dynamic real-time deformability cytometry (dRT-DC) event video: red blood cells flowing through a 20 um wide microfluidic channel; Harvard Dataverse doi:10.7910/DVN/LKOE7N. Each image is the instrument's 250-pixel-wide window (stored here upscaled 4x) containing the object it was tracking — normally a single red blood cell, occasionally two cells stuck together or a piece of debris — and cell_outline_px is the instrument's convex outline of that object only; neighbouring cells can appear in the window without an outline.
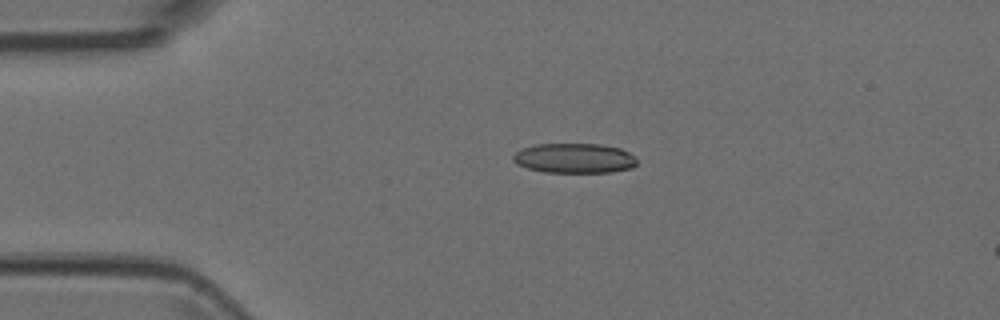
{"species": "Egyptian fruit bat (a non-hibernating species)", "species_latin": "Rousettus aegyptiacus", "temperature_condition": "room temperature", "stored_images_in_passage": 2, "camera_frame_rate_fps": 3000, "um_per_image_px": 0.085, "animal": {"sex": "female"}, "frame": {"image": 1, "passage_image": 1, "time_ms": 0.0, "image_size_px": [1000, 320], "cell_outline_px": [[636, 164], [632, 168], [612, 172], [544, 172], [528, 168], [516, 164], [512, 160], [512, 156], [520, 148], [536, 144], [600, 144], [620, 148], [628, 152], [636, 160]], "centroid_in_image_um": [48.78, 13.44], "position_along_channel_um": 36.2, "area_um2": 21.56}}